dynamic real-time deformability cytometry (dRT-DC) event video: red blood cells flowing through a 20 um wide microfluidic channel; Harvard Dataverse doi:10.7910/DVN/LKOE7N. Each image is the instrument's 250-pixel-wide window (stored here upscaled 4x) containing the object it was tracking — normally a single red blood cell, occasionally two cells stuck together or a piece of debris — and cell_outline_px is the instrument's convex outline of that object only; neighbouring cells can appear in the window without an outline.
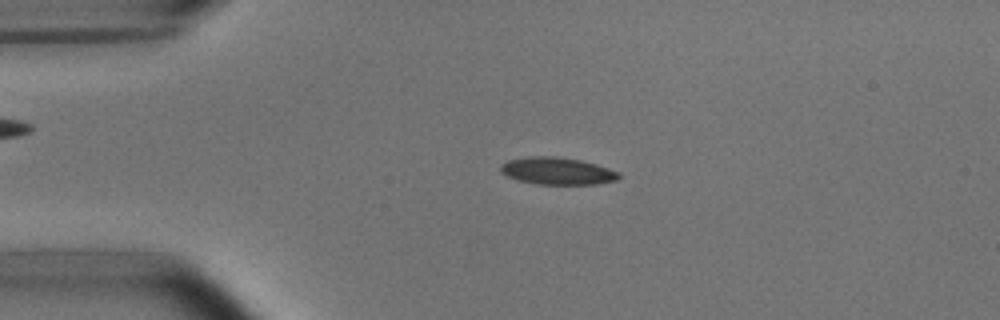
{"species": "common noctule bat (a hibernating species)", "species_latin": "Nyctalus noctula", "temperature_condition": "room temperature", "stored_images_in_passage": 52, "camera_frame_rate_fps": 3000, "um_per_image_px": 0.085, "animal": {"sex": "male", "body_mass_g": 15.6}, "frame": {"image": 1, "passage_image": 11, "time_ms": 3.333, "image_size_px": [1000, 320], "cell_outline_px": [[620, 176], [616, 180], [596, 184], [536, 184], [516, 180], [500, 172], [500, 164], [508, 160], [532, 156], [556, 156], [580, 160], [596, 164], [620, 172]], "centroid_in_image_um": [47.35, 14.53], "position_along_channel_um": 37.7, "area_um2": 18.79}}
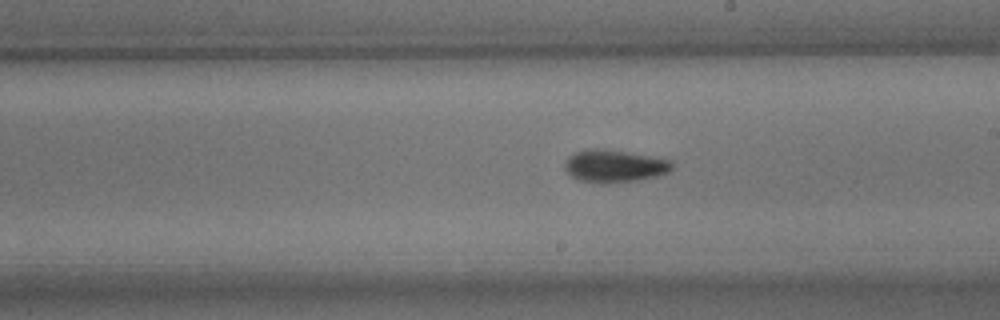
{"frame": {"image": 2, "passage_image": 29, "time_ms": 9.333, "image_size_px": [1000, 320], "cell_outline_px": [[672, 168], [668, 172], [656, 176], [636, 180], [604, 184], [600, 184], [580, 180], [572, 176], [564, 168], [564, 164], [568, 156], [584, 148], [604, 148], [672, 160]], "centroid_in_image_um": [52.18, 14.1], "position_along_channel_um": 236.8, "area_um2": 20.4}}
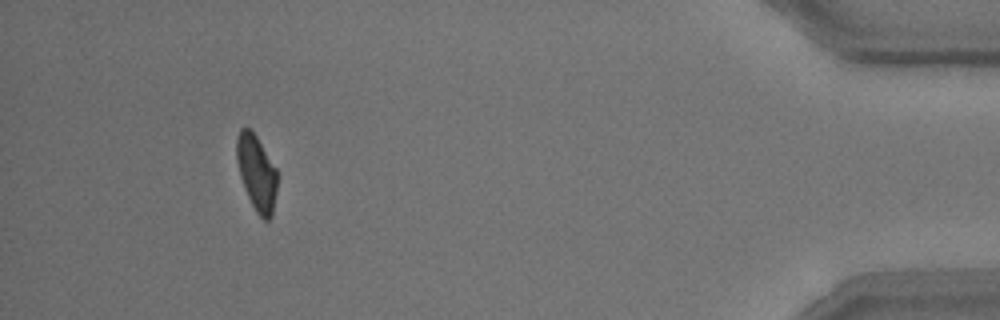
{"frame": {"image": 3, "passage_image": 48, "time_ms": 15.667, "image_size_px": [1000, 320], "cell_outline_px": [[276, 192], [272, 216], [268, 220], [264, 220], [256, 212], [244, 188], [240, 176], [236, 160], [236, 140], [240, 128], [248, 128], [256, 136], [276, 168]], "centroid_in_image_um": [21.79, 14.69], "position_along_channel_um": 413.4, "area_um2": 17.63}, "authors_computed_cell_mechanics": {"area_um2": 18.7561, "velocity_mm_per_s": 3.796, "shape_relaxation_time_tau1_ms": 3.6706, "shape_relaxation_time_tau2_ms": 3.4159, "deformation_change_tau1": 0.1459, "deformation_change_tau2": 0.0814}}